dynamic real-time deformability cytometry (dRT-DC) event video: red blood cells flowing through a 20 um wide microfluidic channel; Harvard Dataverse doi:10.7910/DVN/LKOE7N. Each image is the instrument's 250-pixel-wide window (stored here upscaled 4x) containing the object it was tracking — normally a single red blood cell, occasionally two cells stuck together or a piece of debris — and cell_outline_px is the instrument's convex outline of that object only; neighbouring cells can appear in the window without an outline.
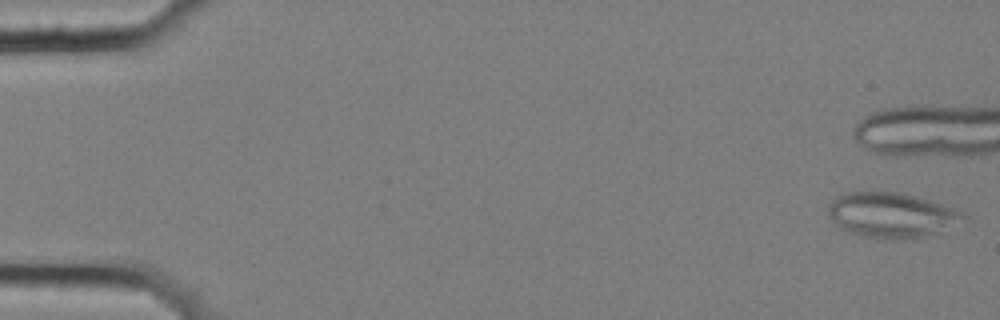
{"species": "common noctule bat (a hibernating species)", "species_latin": "Nyctalus noctula", "temperature_condition": "cold", "stored_images_in_passage": 10, "camera_frame_rate_fps": 3000, "um_per_image_px": 0.085, "animal": {"sex": "female", "body_mass_g": 25.1}, "frame": {"image": 1, "passage_image": 1, "time_ms": 0.0, "image_size_px": [1000, 320], "cell_outline_px": [[968, 216], [936, 232], [924, 236], [884, 240], [864, 236], [840, 228], [828, 216], [828, 204], [836, 196], [848, 192], [896, 192], [916, 196], [956, 208], [964, 212]], "centroid_in_image_um": [75.72, 18.26], "position_along_channel_um": 9.3, "area_um2": 35.03}}